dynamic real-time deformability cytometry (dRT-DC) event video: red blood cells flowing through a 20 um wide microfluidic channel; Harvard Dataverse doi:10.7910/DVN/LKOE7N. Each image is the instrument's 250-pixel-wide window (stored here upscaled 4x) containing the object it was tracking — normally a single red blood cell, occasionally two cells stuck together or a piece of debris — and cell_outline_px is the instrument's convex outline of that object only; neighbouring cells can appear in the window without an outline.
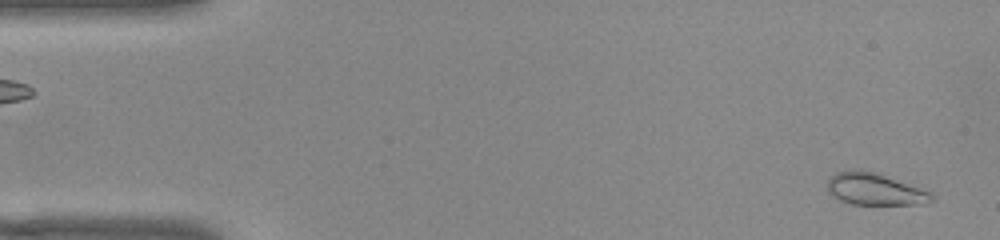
{"species": "common noctule bat (a hibernating species)", "species_latin": "Nyctalus noctula", "temperature_condition": "warm", "stored_images_in_passage": 52, "camera_frame_rate_fps": 3000, "um_per_image_px": 0.085, "animal": {"sex": "female", "body_mass_g": 22.0, "forearm_length_mm": 56.7}, "frame": {"image": 1, "passage_image": 2, "time_ms": 0.333, "image_size_px": [1000, 240], "cell_outline_px": [[936, 196], [932, 200], [924, 204], [852, 204], [840, 200], [832, 196], [828, 188], [828, 180], [836, 172], [860, 168], [876, 172], [920, 188]], "centroid_in_image_um": [74.34, 16.07], "position_along_channel_um": 10.7, "area_um2": 19.31}}
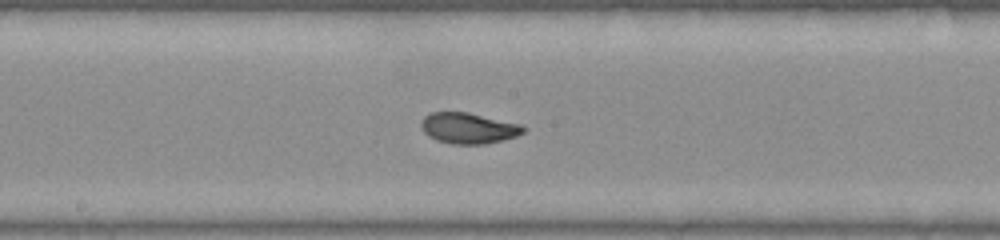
{"frame": {"image": 2, "passage_image": 27, "time_ms": 8.667, "image_size_px": [1000, 240], "cell_outline_px": [[528, 128], [524, 132], [516, 136], [504, 140], [484, 144], [452, 144], [436, 140], [428, 136], [424, 132], [420, 124], [420, 120], [424, 116], [432, 112], [468, 112], [520, 124]], "centroid_in_image_um": [39.81, 10.89], "position_along_channel_um": 208.4, "area_um2": 18.5}}
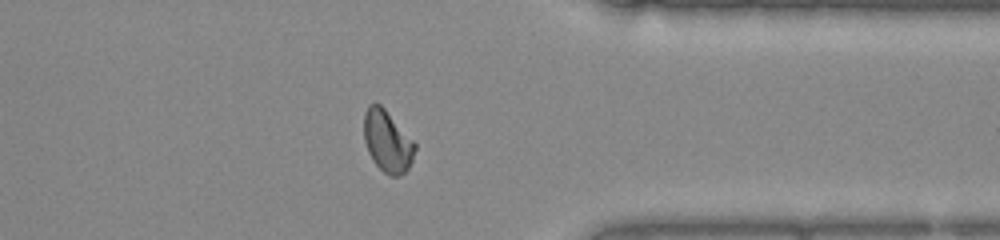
{"frame": {"image": 3, "passage_image": 41, "time_ms": 13.333, "image_size_px": [1000, 240], "cell_outline_px": [[416, 148], [412, 160], [408, 168], [400, 176], [388, 176], [372, 160], [368, 152], [364, 140], [364, 112], [368, 104], [380, 104], [384, 108], [416, 144]], "centroid_in_image_um": [32.91, 12.02], "position_along_channel_um": 378.5, "area_um2": 18.21}, "authors_computed_cell_mechanics": {"area_um2": 18.496, "velocity_mm_per_s": 3.849, "shape_relaxation_time_tau1_ms": 4.3874, "shape_relaxation_time_tau2_ms": 0.846, "deformation_change_tau1": 0.1596, "deformation_change_tau2": 0.0422}}